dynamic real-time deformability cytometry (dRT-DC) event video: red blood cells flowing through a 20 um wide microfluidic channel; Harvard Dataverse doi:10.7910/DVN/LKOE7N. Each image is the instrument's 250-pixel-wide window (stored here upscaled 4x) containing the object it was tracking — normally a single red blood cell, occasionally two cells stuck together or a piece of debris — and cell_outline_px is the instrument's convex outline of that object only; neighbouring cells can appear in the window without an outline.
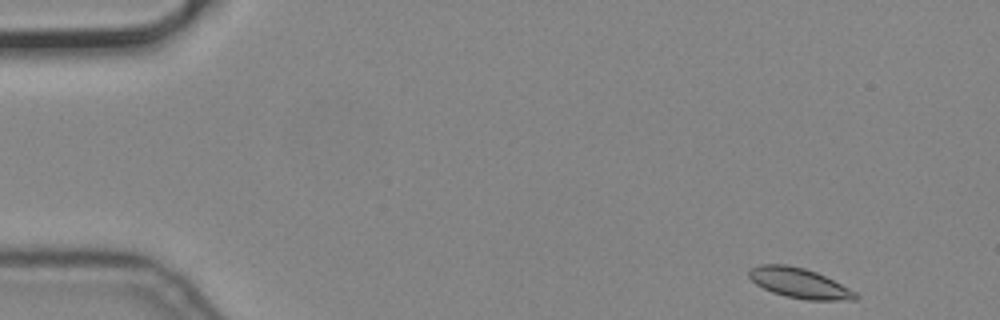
{"species": "common noctule bat (a hibernating species)", "species_latin": "Nyctalus noctula", "temperature_condition": "cold", "stored_images_in_passage": 53, "camera_frame_rate_fps": 3000, "um_per_image_px": 0.085, "animal": {"sex": "male", "body_mass_g": 19.2, "forearm_length_mm": 51.8}, "frame": {"image": 1, "passage_image": 1, "time_ms": 0.0, "image_size_px": [1000, 320], "cell_outline_px": [[860, 296], [856, 300], [808, 300], [784, 296], [772, 292], [756, 284], [748, 276], [748, 272], [752, 268], [760, 264], [784, 264], [804, 268], [816, 272], [856, 292]], "centroid_in_image_um": [67.94, 24.07], "position_along_channel_um": 17.1, "area_um2": 18.5}}
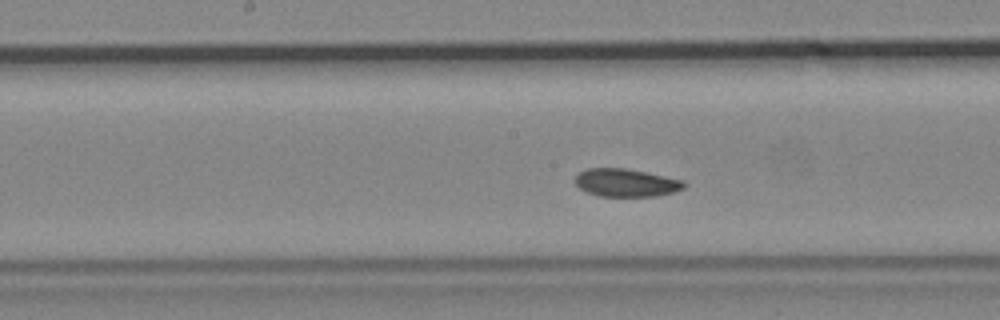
{"frame": {"image": 2, "passage_image": 25, "time_ms": 8.0, "image_size_px": [1000, 320], "cell_outline_px": [[688, 184], [684, 188], [672, 192], [656, 196], [600, 196], [588, 192], [580, 188], [576, 184], [576, 176], [580, 172], [588, 168], [624, 168], [684, 180]], "centroid_in_image_um": [53.24, 15.53], "position_along_channel_um": 195.0, "area_um2": 17.51}}
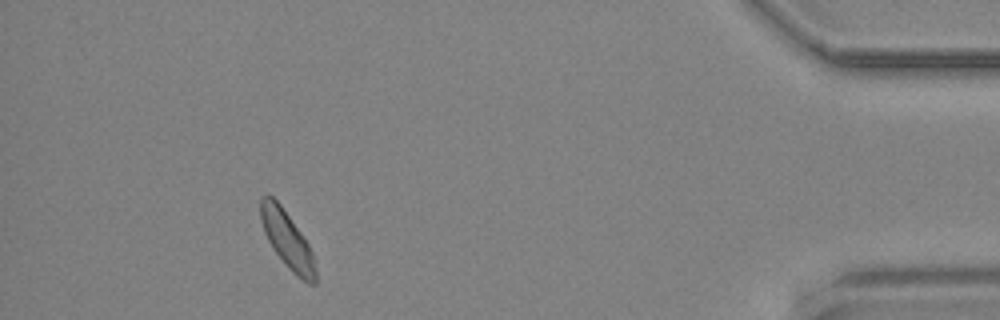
{"frame": {"image": 3, "passage_image": 48, "time_ms": 15.667, "image_size_px": [1000, 320], "cell_outline_px": [[316, 284], [308, 284], [296, 276], [288, 268], [272, 248], [264, 232], [260, 220], [260, 196], [268, 192], [280, 204], [300, 232], [308, 244], [312, 252], [316, 268]], "centroid_in_image_um": [24.39, 20.37], "position_along_channel_um": 410.8, "area_um2": 18.32}}